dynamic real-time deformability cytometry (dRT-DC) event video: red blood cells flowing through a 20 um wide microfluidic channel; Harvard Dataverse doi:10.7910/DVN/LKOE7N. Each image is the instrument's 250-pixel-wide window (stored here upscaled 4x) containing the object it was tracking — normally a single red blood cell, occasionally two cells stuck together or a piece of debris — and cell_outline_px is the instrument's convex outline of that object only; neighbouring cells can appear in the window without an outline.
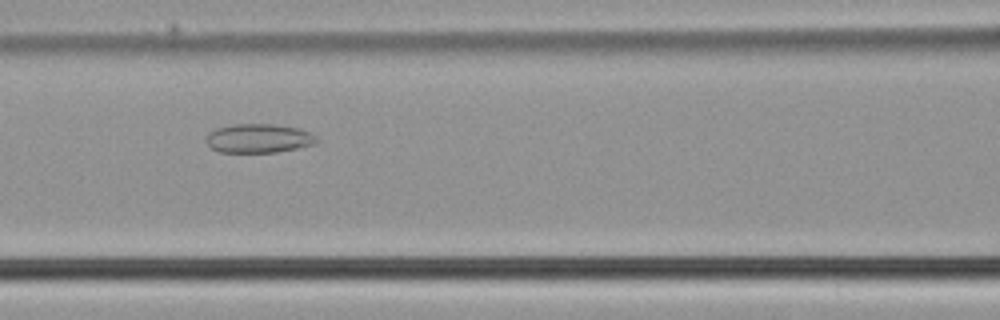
{"species": "common noctule bat (a hibernating species)", "species_latin": "Nyctalus noctula", "temperature_condition": "cold", "stored_images_in_passage": 38, "camera_frame_rate_fps": 3000, "um_per_image_px": 0.085, "animal": {"sex": "male", "body_mass_g": 21.5, "forearm_length_mm": 52.0}, "frame": {"image": 1, "passage_image": 10, "time_ms": 3.0, "image_size_px": [1000, 320], "cell_outline_px": [[320, 140], [316, 144], [276, 152], [220, 152], [212, 148], [204, 140], [208, 132], [216, 128], [236, 124], [276, 124], [300, 128], [316, 136]], "centroid_in_image_um": [21.99, 11.75], "position_along_channel_um": 144.6, "area_um2": 18.79}}
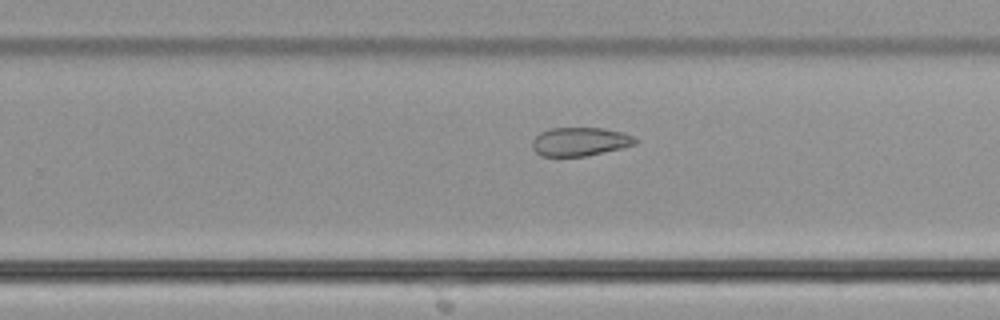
{"frame": {"image": 2, "passage_image": 20, "time_ms": 6.333, "image_size_px": [1000, 320], "cell_outline_px": [[640, 140], [636, 144], [624, 148], [588, 156], [540, 156], [532, 148], [532, 140], [540, 132], [548, 128], [604, 128], [624, 132]], "centroid_in_image_um": [49.33, 12.04], "position_along_channel_um": 280.5, "area_um2": 17.51}}
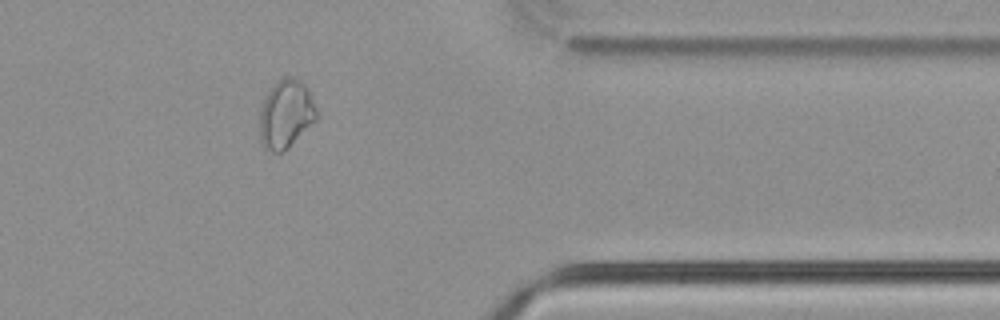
{"frame": {"image": 3, "passage_image": 29, "time_ms": 9.333, "image_size_px": [1000, 320], "cell_outline_px": [[320, 116], [284, 152], [272, 152], [264, 148], [260, 140], [260, 108], [268, 92], [276, 80], [284, 76], [292, 76], [300, 80], [308, 88]], "centroid_in_image_um": [24.32, 9.68], "position_along_channel_um": 387.1, "area_um2": 23.0}}